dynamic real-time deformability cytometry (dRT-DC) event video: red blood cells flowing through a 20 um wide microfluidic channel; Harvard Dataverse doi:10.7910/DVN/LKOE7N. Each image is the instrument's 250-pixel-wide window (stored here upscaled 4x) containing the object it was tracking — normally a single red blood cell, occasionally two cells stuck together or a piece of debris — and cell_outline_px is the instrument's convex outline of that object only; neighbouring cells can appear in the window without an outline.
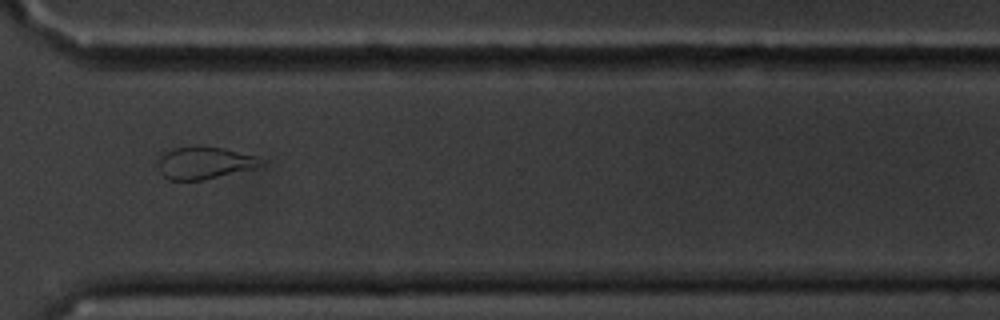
{"species": "common noctule bat (a hibernating species)", "species_latin": "Nyctalus noctula", "temperature_condition": "cold", "stored_images_in_passage": 16, "camera_frame_rate_fps": 3000, "um_per_image_px": 0.085, "animal": {"sex": "male", "body_mass_g": 20.1, "forearm_length_mm": 53.5}, "frame": {"image": 1, "passage_image": 14, "time_ms": 15.667, "image_size_px": [1000, 320], "cell_outline_px": [[264, 164], [256, 168], [204, 180], [168, 180], [160, 172], [156, 164], [156, 160], [164, 152], [172, 148], [192, 144], [224, 148], [256, 156]], "centroid_in_image_um": [17.31, 13.82], "position_along_channel_um": 353.3, "area_um2": 19.88}}